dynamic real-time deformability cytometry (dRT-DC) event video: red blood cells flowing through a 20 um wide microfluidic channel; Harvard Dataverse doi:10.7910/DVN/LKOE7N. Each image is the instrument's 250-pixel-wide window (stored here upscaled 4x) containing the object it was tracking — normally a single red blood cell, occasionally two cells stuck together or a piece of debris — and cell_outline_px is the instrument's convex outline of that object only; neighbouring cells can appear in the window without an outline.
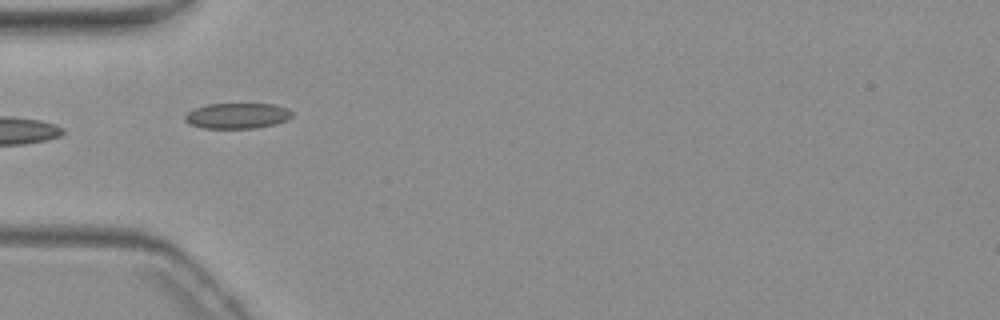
{"species": "common noctule bat (a hibernating species)", "species_latin": "Nyctalus noctula", "temperature_condition": "warm", "stored_images_in_passage": 8, "camera_frame_rate_fps": 3000, "um_per_image_px": 0.085, "animal": {"sex": "female", "body_mass_g": 19.3, "forearm_length_mm": 54.1}, "frame": {"image": 1, "passage_image": 5, "time_ms": 4.667, "image_size_px": [1000, 320], "cell_outline_px": [[292, 116], [276, 124], [256, 128], [204, 128], [188, 124], [184, 120], [184, 116], [188, 112], [196, 108], [208, 104], [276, 104], [288, 108], [292, 112]], "centroid_in_image_um": [20.16, 9.84], "position_along_channel_um": 64.8, "area_um2": 15.95}}
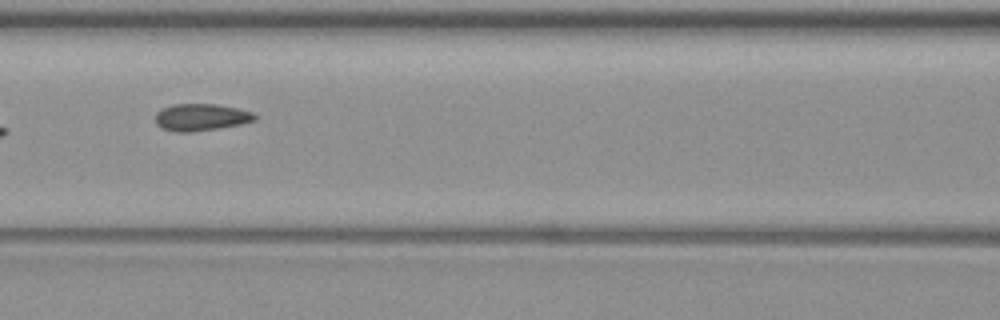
{"frame": {"image": 2, "passage_image": 7, "time_ms": 7.0, "image_size_px": [1000, 320], "cell_outline_px": [[256, 120], [240, 124], [192, 132], [176, 132], [160, 128], [156, 124], [156, 112], [172, 104], [216, 104], [236, 108], [252, 112], [256, 116]], "centroid_in_image_um": [17.05, 9.97], "position_along_channel_um": 149.5, "area_um2": 15.55}}
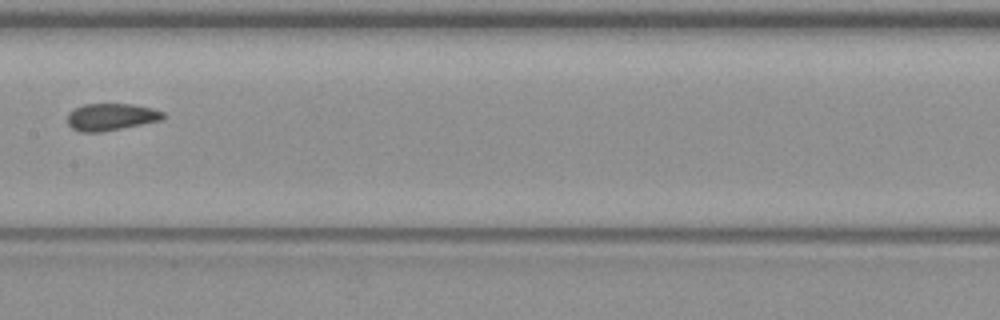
{"frame": {"image": 3, "passage_image": 8, "time_ms": 8.333, "image_size_px": [1000, 320], "cell_outline_px": [[164, 120], [100, 132], [80, 132], [72, 128], [68, 124], [68, 112], [84, 104], [132, 104], [152, 108], [164, 112]], "centroid_in_image_um": [9.45, 9.94], "position_along_channel_um": 197.9, "area_um2": 15.09}}